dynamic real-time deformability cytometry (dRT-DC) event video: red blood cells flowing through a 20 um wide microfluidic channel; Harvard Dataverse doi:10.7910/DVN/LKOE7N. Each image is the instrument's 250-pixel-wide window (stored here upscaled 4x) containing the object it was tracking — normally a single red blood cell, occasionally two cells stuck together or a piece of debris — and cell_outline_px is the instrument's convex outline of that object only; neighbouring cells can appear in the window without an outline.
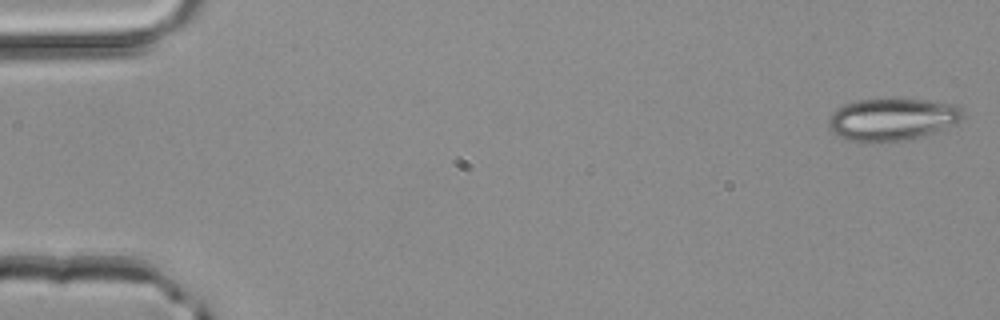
{"species": "common noctule bat (a hibernating species)", "species_latin": "Nyctalus noctula", "temperature_condition": "room temperature", "stored_images_in_passage": 4, "camera_frame_rate_fps": 3000, "um_per_image_px": 0.085, "animal": {"sex": "male", "body_mass_g": 20.4}, "frame": {"image": 1, "passage_image": 1, "time_ms": 0.0, "image_size_px": [1000, 320], "cell_outline_px": [[964, 116], [956, 124], [920, 136], [904, 140], [844, 140], [836, 136], [828, 128], [828, 120], [832, 112], [844, 104], [860, 100], [904, 96], [952, 104], [960, 108], [964, 112]], "centroid_in_image_um": [75.82, 10.08], "position_along_channel_um": 9.2, "area_um2": 33.35}}